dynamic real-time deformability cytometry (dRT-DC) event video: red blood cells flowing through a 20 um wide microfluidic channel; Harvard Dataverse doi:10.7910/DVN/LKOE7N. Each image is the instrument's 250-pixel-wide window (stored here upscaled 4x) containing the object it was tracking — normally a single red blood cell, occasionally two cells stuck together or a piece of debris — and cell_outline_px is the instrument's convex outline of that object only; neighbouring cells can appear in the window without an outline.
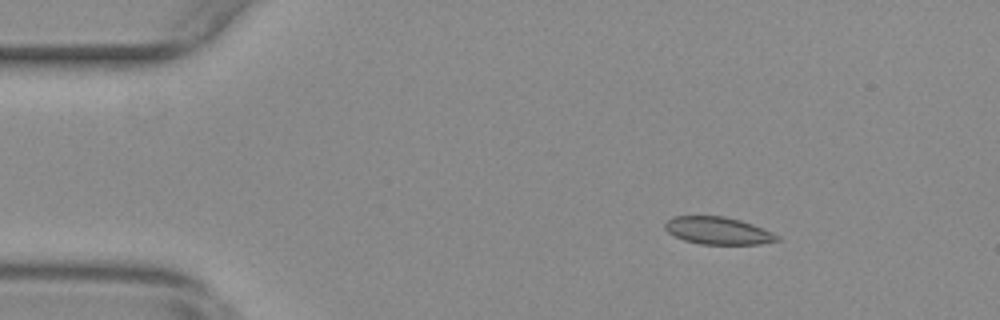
{"species": "common noctule bat (a hibernating species)", "species_latin": "Nyctalus noctula", "temperature_condition": "warm", "stored_images_in_passage": 55, "camera_frame_rate_fps": 3000, "um_per_image_px": 0.085, "animal": {"sex": "female", "body_mass_g": 29.2, "forearm_length_mm": 56.3}, "frame": {"image": 1, "passage_image": 8, "time_ms": 2.333, "image_size_px": [1000, 320], "cell_outline_px": [[780, 240], [760, 244], [700, 244], [684, 240], [668, 232], [664, 228], [664, 224], [672, 216], [724, 216], [740, 220], [752, 224], [772, 232], [780, 236]], "centroid_in_image_um": [61.03, 19.6], "position_along_channel_um": 24.0, "area_um2": 17.86}}
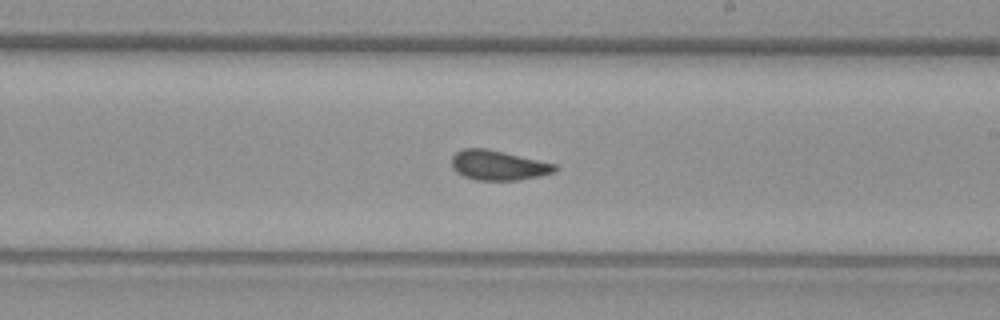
{"frame": {"image": 2, "passage_image": 32, "time_ms": 10.333, "image_size_px": [1000, 320], "cell_outline_px": [[560, 168], [556, 172], [540, 176], [520, 180], [476, 180], [464, 176], [456, 172], [452, 168], [452, 156], [456, 152], [464, 148], [488, 148], [556, 164]], "centroid_in_image_um": [42.38, 14.05], "position_along_channel_um": 246.6, "area_um2": 18.15}}
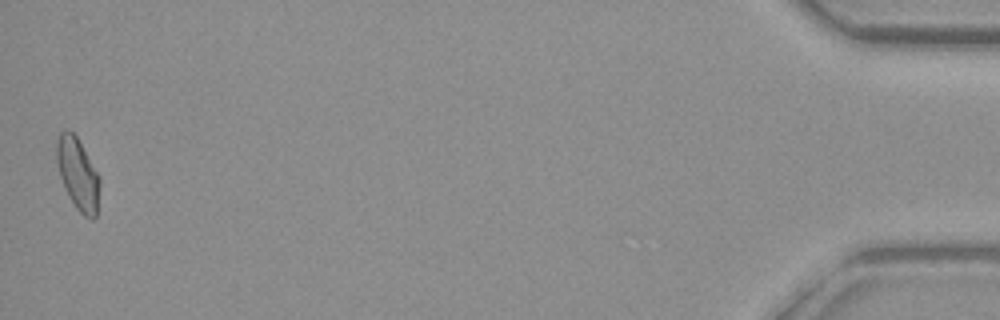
{"frame": {"image": 3, "passage_image": 55, "time_ms": 18.0, "image_size_px": [1000, 320], "cell_outline_px": [[100, 184], [96, 216], [92, 220], [84, 216], [76, 208], [68, 196], [64, 188], [60, 176], [56, 160], [56, 140], [60, 132], [64, 128], [68, 128], [76, 136], [100, 176]], "centroid_in_image_um": [6.6, 14.77], "position_along_channel_um": 428.6, "area_um2": 18.21}, "authors_computed_cell_mechanics": {"area_um2": 17.9758, "velocity_mm_per_s": 3.6907, "shape_relaxation_time_tau1_ms": null, "shape_relaxation_time_tau2_ms": 1.5889, "deformation_change_tau1": null, "deformation_change_tau2": 0.0444}}